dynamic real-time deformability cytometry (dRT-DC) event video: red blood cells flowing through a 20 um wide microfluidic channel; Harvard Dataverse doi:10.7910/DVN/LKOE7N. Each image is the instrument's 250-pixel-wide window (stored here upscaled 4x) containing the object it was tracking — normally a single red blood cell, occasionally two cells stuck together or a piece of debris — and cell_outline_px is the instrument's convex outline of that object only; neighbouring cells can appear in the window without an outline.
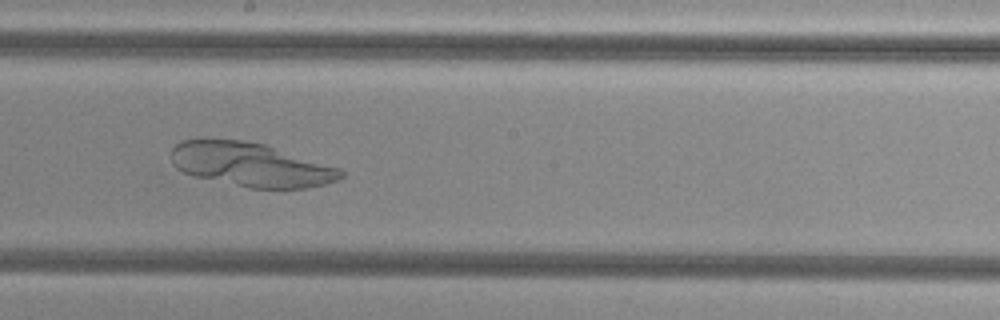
{"species": "common noctule bat (a hibernating species)", "species_latin": "Nyctalus noctula", "temperature_condition": "cold", "stored_images_in_passage": 54, "camera_frame_rate_fps": 3000, "um_per_image_px": 0.085, "animal": {"sex": "female", "body_mass_g": 29.2, "forearm_length_mm": 56.3}, "frame": {"image": 1, "passage_image": 31, "time_ms": 10.0, "image_size_px": [1000, 320], "cell_outline_px": [[344, 176], [336, 180], [324, 184], [304, 188], [248, 188], [192, 176], [176, 168], [172, 164], [172, 148], [180, 140], [200, 136], [244, 140], [264, 144], [340, 168], [344, 172]], "centroid_in_image_um": [21.23, 13.96], "position_along_channel_um": 227.0, "area_um2": 44.1}}